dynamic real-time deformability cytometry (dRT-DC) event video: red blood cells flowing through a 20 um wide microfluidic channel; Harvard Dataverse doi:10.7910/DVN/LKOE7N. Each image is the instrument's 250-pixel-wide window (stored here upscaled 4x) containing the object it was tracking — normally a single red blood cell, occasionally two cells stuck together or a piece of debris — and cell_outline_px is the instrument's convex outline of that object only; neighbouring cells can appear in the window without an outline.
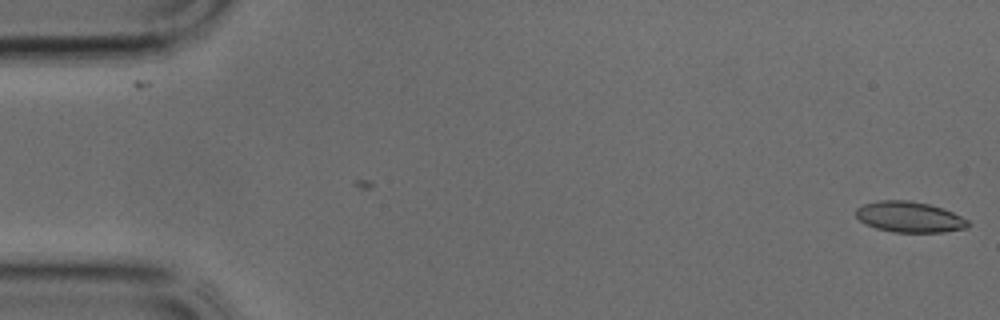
{"species": "common noctule bat (a hibernating species)", "species_latin": "Nyctalus noctula", "temperature_condition": "cold", "stored_images_in_passage": 12, "camera_frame_rate_fps": 3000, "um_per_image_px": 0.085, "animal": {"sex": "male", "body_mass_g": 17.9, "forearm_length_mm": 54.2}, "frame": {"image": 1, "passage_image": 1, "time_ms": 0.0, "image_size_px": [1000, 320], "cell_outline_px": [[968, 228], [944, 232], [892, 232], [876, 228], [864, 224], [856, 216], [856, 208], [864, 204], [876, 200], [908, 200], [928, 204], [952, 212], [968, 220]], "centroid_in_image_um": [77.27, 18.44], "position_along_channel_um": 7.7, "area_um2": 20.06}}
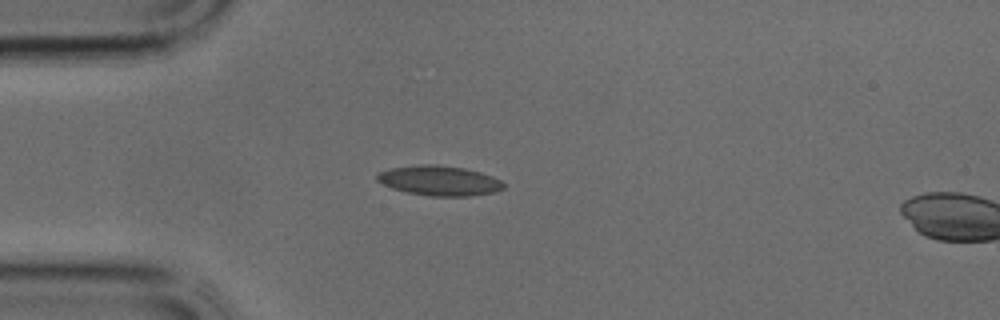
{"frame": {"image": 2, "passage_image": 10, "time_ms": 3.0, "image_size_px": [1000, 320], "cell_outline_px": [[504, 188], [496, 192], [468, 196], [428, 196], [408, 192], [392, 188], [376, 180], [376, 176], [380, 172], [392, 168], [416, 164], [436, 164], [464, 168], [480, 172], [492, 176], [500, 180], [504, 184]], "centroid_in_image_um": [37.35, 15.35], "position_along_channel_um": 47.6, "area_um2": 22.02}}